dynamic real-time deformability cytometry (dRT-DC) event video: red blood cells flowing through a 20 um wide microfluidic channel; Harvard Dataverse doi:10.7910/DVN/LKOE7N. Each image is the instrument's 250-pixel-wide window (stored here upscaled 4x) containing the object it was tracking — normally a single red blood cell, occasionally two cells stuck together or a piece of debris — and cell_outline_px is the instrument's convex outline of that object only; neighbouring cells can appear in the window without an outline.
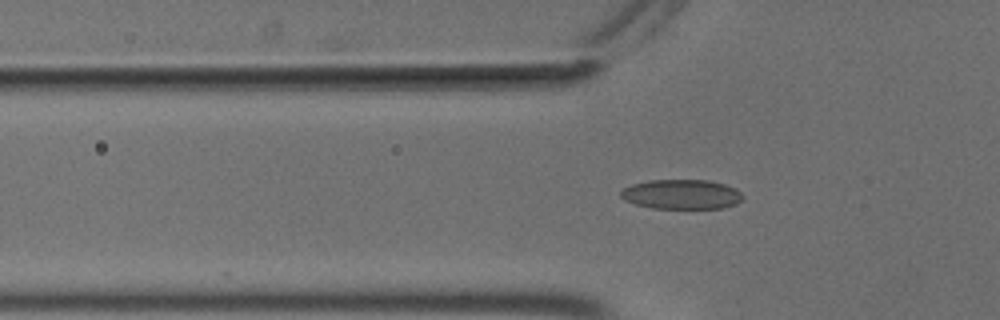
{"species": "common noctule bat (a hibernating species)", "species_latin": "Nyctalus noctula", "temperature_condition": "cold", "stored_images_in_passage": 38, "camera_frame_rate_fps": 3000, "um_per_image_px": 0.085, "animal": {"sex": "male", "body_mass_g": 18.8}, "frame": {"image": 1, "passage_image": 2, "time_ms": 0.333, "image_size_px": [1000, 320], "cell_outline_px": [[744, 196], [736, 204], [720, 208], [652, 208], [636, 204], [624, 200], [620, 196], [620, 192], [624, 188], [632, 184], [648, 180], [708, 180], [724, 184], [736, 188]], "centroid_in_image_um": [57.92, 16.51], "position_along_channel_um": 67.9, "area_um2": 21.04}}
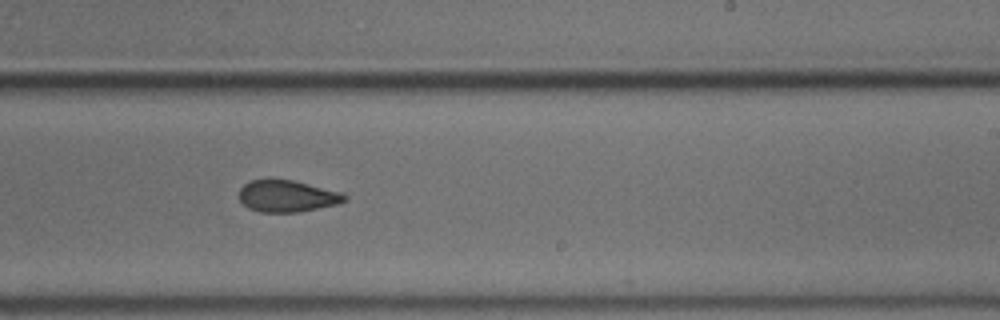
{"frame": {"image": 2, "passage_image": 18, "time_ms": 5.667, "image_size_px": [1000, 320], "cell_outline_px": [[348, 200], [336, 204], [300, 212], [260, 212], [248, 208], [240, 200], [240, 188], [244, 184], [252, 180], [268, 176], [292, 180], [340, 192], [348, 196]], "centroid_in_image_um": [24.37, 16.64], "position_along_channel_um": 264.6, "area_um2": 19.83}}
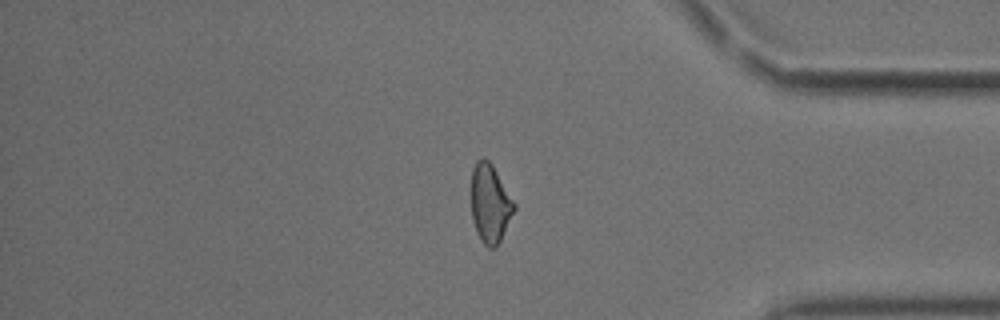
{"frame": {"image": 3, "passage_image": 30, "time_ms": 9.667, "image_size_px": [1000, 320], "cell_outline_px": [[516, 208], [496, 248], [488, 248], [480, 240], [476, 232], [472, 220], [472, 168], [476, 160], [484, 156], [492, 164], [516, 204]], "centroid_in_image_um": [41.65, 17.29], "position_along_channel_um": 393.5, "area_um2": 19.71}}